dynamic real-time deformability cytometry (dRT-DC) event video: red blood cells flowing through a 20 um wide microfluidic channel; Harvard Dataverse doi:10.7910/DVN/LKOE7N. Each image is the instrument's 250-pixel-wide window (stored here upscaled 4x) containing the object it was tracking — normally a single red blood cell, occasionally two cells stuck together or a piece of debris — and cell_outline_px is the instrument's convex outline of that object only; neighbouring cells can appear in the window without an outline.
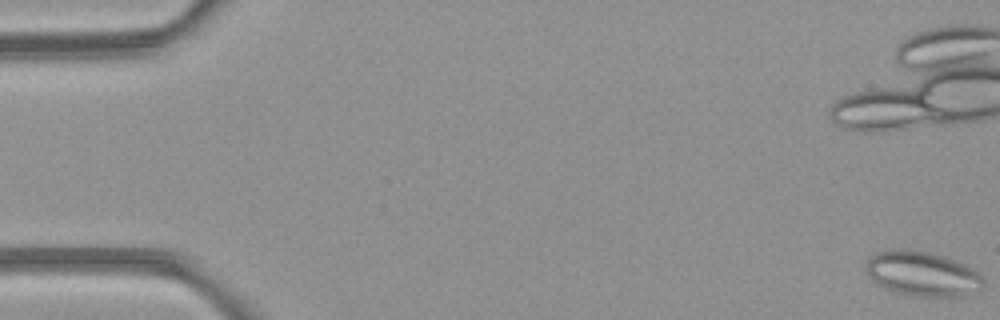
{"species": "common noctule bat (a hibernating species)", "species_latin": "Nyctalus noctula", "temperature_condition": "room temperature", "stored_images_in_passage": 5, "camera_frame_rate_fps": 3000, "um_per_image_px": 0.085, "animal": {"sex": "female", "body_mass_g": 21.9}, "frame": {"image": 1, "passage_image": 1, "time_ms": 0.0, "image_size_px": [1000, 320], "cell_outline_px": [[984, 284], [980, 288], [960, 296], [920, 296], [900, 292], [876, 284], [868, 276], [864, 268], [864, 264], [876, 252], [896, 248], [908, 248], [928, 252], [944, 256], [956, 260], [972, 268], [984, 280]], "centroid_in_image_um": [78.35, 23.23], "position_along_channel_um": 6.7, "area_um2": 30.35}}